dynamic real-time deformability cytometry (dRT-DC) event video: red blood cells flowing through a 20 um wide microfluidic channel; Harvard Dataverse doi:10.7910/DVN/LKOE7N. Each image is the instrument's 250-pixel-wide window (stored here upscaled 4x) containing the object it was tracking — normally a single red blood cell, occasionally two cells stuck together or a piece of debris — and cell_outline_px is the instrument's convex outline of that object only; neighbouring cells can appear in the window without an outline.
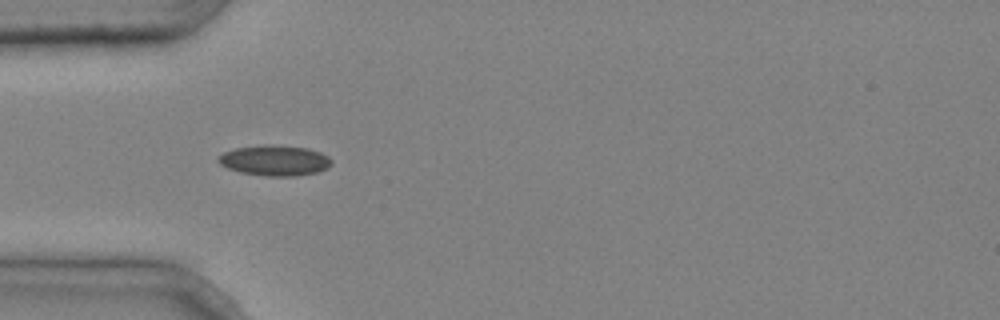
{"species": "common noctule bat (a hibernating species)", "species_latin": "Nyctalus noctula", "temperature_condition": "cold", "stored_images_in_passage": 6, "camera_frame_rate_fps": 3000, "um_per_image_px": 0.085, "animal": {"sex": "male", "body_mass_g": 20.4}, "frame": {"image": 1, "passage_image": 5, "time_ms": 1.333, "image_size_px": [1000, 320], "cell_outline_px": [[332, 164], [328, 168], [316, 172], [296, 176], [268, 176], [240, 172], [228, 168], [220, 164], [216, 160], [216, 156], [224, 152], [236, 148], [308, 148], [320, 152], [328, 156], [332, 160]], "centroid_in_image_um": [23.37, 13.7], "position_along_channel_um": 61.6, "area_um2": 19.13}}